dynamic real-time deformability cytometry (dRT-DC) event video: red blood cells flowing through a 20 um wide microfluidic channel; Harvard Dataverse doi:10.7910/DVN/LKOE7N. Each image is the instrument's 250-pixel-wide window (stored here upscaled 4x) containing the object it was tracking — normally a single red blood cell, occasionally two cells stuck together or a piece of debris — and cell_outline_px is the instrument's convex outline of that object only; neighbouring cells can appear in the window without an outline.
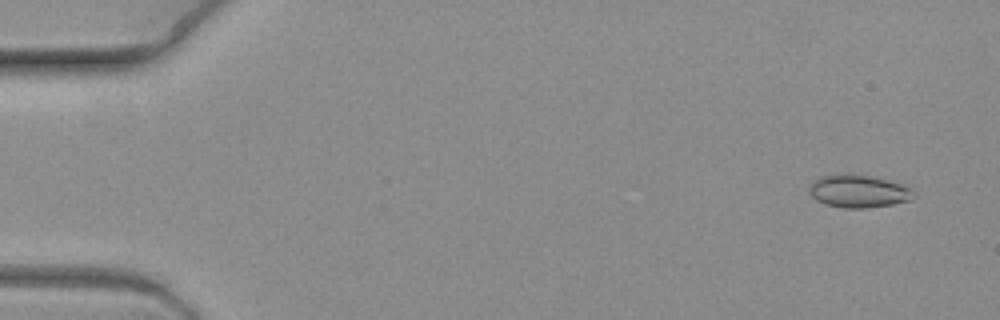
{"species": "common noctule bat (a hibernating species)", "species_latin": "Nyctalus noctula", "temperature_condition": "warm", "stored_images_in_passage": 8, "camera_frame_rate_fps": 3000, "um_per_image_px": 0.085, "animal": {"sex": "female", "body_mass_g": 19.3, "forearm_length_mm": 54.1}, "frame": {"image": 1, "passage_image": 1, "time_ms": 0.0, "image_size_px": [1000, 320], "cell_outline_px": [[916, 196], [912, 200], [892, 204], [864, 208], [844, 208], [824, 204], [816, 200], [808, 192], [812, 184], [820, 176], [872, 176], [900, 184], [912, 188], [916, 192]], "centroid_in_image_um": [73.03, 16.3], "position_along_channel_um": 12.0, "area_um2": 19.42}}
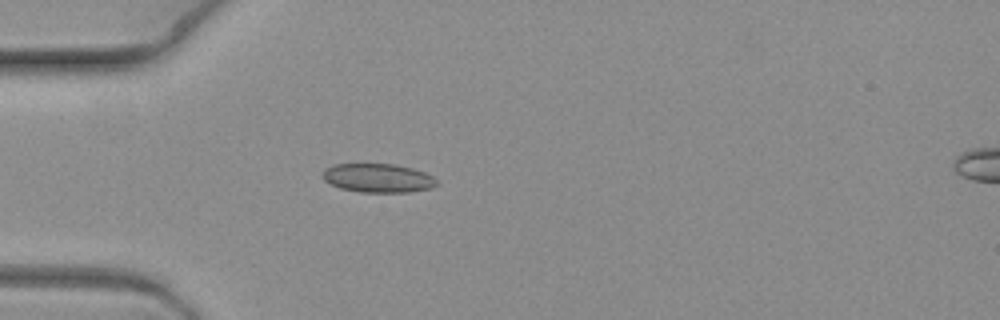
{"frame": {"image": 2, "passage_image": 5, "time_ms": 1.333, "image_size_px": [1000, 320], "cell_outline_px": [[440, 184], [432, 188], [412, 192], [360, 192], [340, 188], [324, 180], [324, 168], [336, 164], [392, 164], [412, 168], [424, 172], [432, 176]], "centroid_in_image_um": [32.17, 15.14], "position_along_channel_um": 52.8, "area_um2": 19.13}}
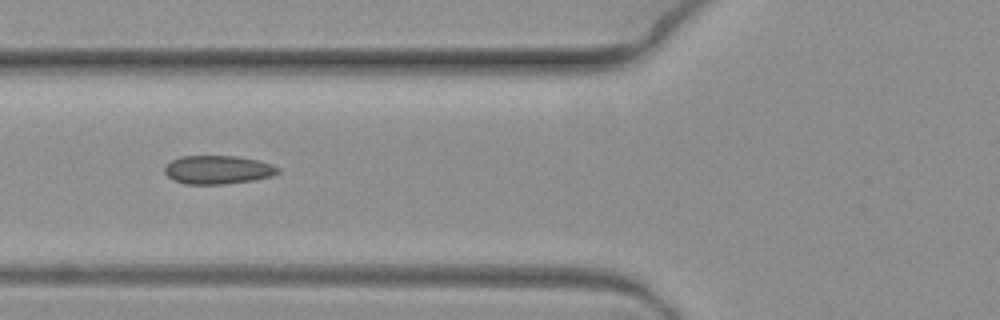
{"frame": {"image": 3, "passage_image": 7, "time_ms": 2.0, "image_size_px": [1000, 320], "cell_outline_px": [[280, 172], [272, 176], [252, 180], [224, 184], [184, 184], [172, 180], [164, 172], [164, 168], [172, 160], [180, 156], [236, 156], [256, 160], [272, 164], [280, 168]], "centroid_in_image_um": [18.51, 14.43], "position_along_channel_um": 107.3, "area_um2": 18.84}}